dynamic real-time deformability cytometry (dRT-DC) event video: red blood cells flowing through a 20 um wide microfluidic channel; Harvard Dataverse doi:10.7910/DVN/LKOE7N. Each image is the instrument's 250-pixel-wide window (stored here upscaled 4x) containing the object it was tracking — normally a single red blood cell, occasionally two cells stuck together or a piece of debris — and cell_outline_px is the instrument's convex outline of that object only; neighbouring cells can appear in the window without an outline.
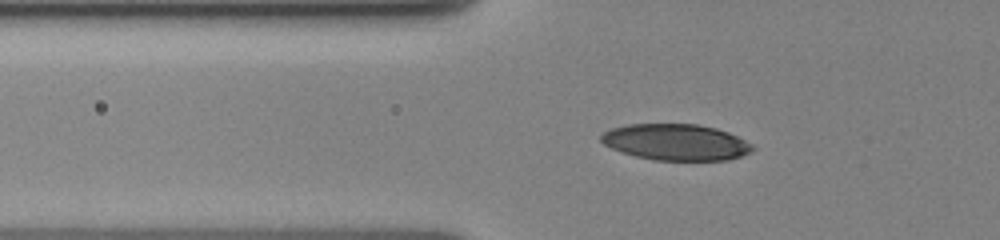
{"species": "human", "species_latin": "Homo sapiens", "temperature_condition": "cold", "stored_images_in_passage": 41, "camera_frame_rate_fps": 3000, "um_per_image_px": 0.085, "donor": {"sex": "female"}, "frame": {"image": 1, "passage_image": 2, "time_ms": 0.333, "image_size_px": [1000, 240], "cell_outline_px": [[756, 148], [752, 152], [728, 160], [652, 160], [636, 156], [612, 148], [604, 144], [600, 140], [600, 136], [604, 132], [612, 128], [628, 124], [696, 124], [716, 128], [728, 132], [752, 144]], "centroid_in_image_um": [57.47, 12.08], "position_along_channel_um": 68.3, "area_um2": 31.91}}
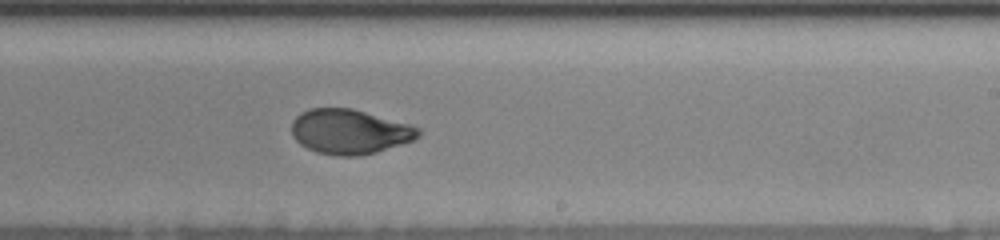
{"frame": {"image": 2, "passage_image": 22, "time_ms": 6.0, "image_size_px": [1000, 240], "cell_outline_px": [[424, 132], [420, 136], [412, 140], [376, 152], [360, 156], [336, 156], [316, 152], [300, 144], [292, 136], [292, 120], [300, 112], [308, 108], [352, 108], [412, 124], [420, 128]], "centroid_in_image_um": [29.73, 11.18], "position_along_channel_um": 259.3, "area_um2": 33.41}}
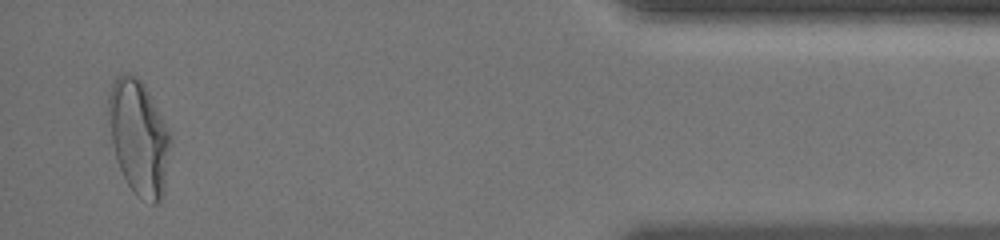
{"frame": {"image": 3, "passage_image": 40, "time_ms": 12.0, "image_size_px": [1000, 240], "cell_outline_px": [[172, 136], [164, 192], [160, 200], [156, 204], [152, 204], [136, 196], [132, 192], [116, 160], [112, 144], [108, 112], [108, 96], [112, 84], [124, 72], [128, 72], [136, 76], [144, 84]], "centroid_in_image_um": [11.81, 11.71], "position_along_channel_um": 423.4, "area_um2": 41.44}, "authors_computed_cell_mechanics": {"area_um2": 33.6396, "velocity_mm_per_s": 3.5226, "shape_relaxation_time_tau1_ms": 7.2422, "shape_relaxation_time_tau2_ms": 0.8334, "deformation_change_tau1": 0.1955, "deformation_change_tau2": 0.0498}}